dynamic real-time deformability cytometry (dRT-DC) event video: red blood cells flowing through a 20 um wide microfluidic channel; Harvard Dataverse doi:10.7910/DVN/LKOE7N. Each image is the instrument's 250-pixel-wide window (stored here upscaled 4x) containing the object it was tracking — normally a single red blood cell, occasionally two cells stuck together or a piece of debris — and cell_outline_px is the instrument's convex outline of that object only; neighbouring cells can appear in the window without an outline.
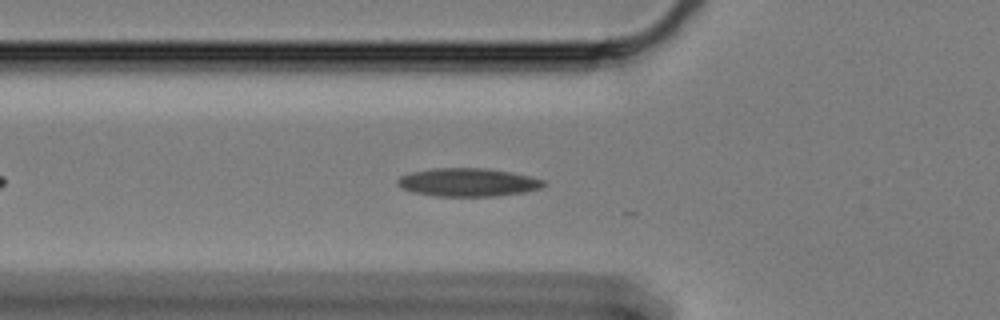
{"species": "Egyptian fruit bat (a non-hibernating species)", "species_latin": "Rousettus aegyptiacus", "temperature_condition": "cold", "stored_images_in_passage": 14, "camera_frame_rate_fps": 3000, "um_per_image_px": 0.085, "animal": {"sex": "female"}, "frame": {"image": 1, "passage_image": 10, "time_ms": 3.0, "image_size_px": [1000, 320], "cell_outline_px": [[548, 184], [540, 188], [524, 192], [496, 196], [436, 196], [412, 192], [400, 188], [396, 184], [396, 180], [400, 176], [412, 172], [436, 168], [484, 168], [512, 172], [532, 176], [544, 180]], "centroid_in_image_um": [39.78, 15.5], "position_along_channel_um": 86.0, "area_um2": 24.22}}
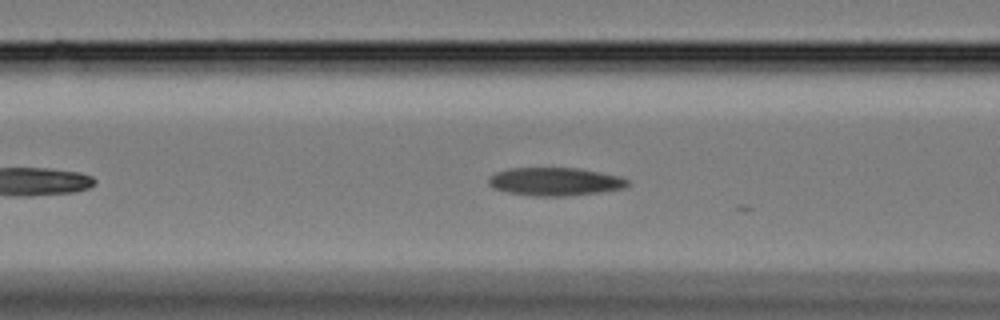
{"frame": {"image": 2, "passage_image": 13, "time_ms": 4.0, "image_size_px": [1000, 320], "cell_outline_px": [[632, 184], [624, 188], [600, 192], [564, 196], [532, 196], [508, 192], [492, 188], [488, 184], [488, 176], [496, 172], [508, 168], [580, 168], [620, 176], [628, 180]], "centroid_in_image_um": [47.17, 15.43], "position_along_channel_um": 119.4, "area_um2": 23.0}}